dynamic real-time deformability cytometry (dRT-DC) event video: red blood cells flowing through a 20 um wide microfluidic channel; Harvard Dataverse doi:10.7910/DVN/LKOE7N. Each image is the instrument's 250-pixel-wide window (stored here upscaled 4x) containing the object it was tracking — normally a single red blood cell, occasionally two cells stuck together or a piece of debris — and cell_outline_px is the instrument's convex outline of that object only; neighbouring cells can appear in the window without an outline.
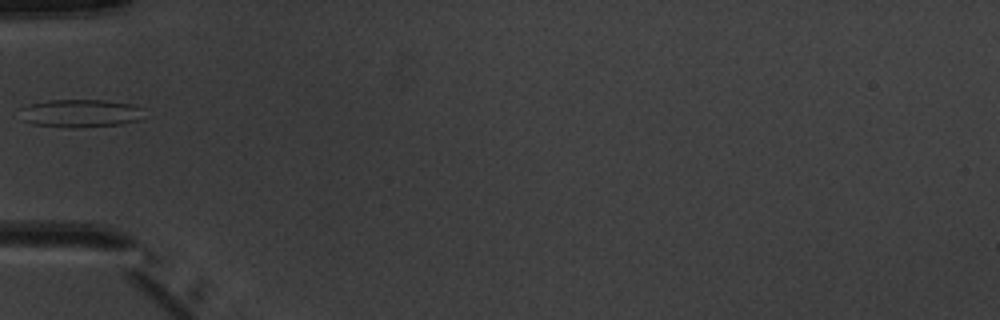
{"species": "common noctule bat (a hibernating species)", "species_latin": "Nyctalus noctula", "temperature_condition": "warm", "stored_images_in_passage": 7, "camera_frame_rate_fps": 3000, "um_per_image_px": 0.085, "animal": {"sex": "male", "body_mass_g": 20.1, "forearm_length_mm": 53.5}, "frame": {"image": 1, "passage_image": 6, "time_ms": 6.0, "image_size_px": [1000, 320], "cell_outline_px": [[144, 108], [136, 120], [120, 124], [72, 128], [32, 124], [20, 120], [20, 108], [28, 104], [48, 100], [104, 100], [132, 104]], "centroid_in_image_um": [6.73, 9.62], "position_along_channel_um": 78.3, "area_um2": 20.23}}